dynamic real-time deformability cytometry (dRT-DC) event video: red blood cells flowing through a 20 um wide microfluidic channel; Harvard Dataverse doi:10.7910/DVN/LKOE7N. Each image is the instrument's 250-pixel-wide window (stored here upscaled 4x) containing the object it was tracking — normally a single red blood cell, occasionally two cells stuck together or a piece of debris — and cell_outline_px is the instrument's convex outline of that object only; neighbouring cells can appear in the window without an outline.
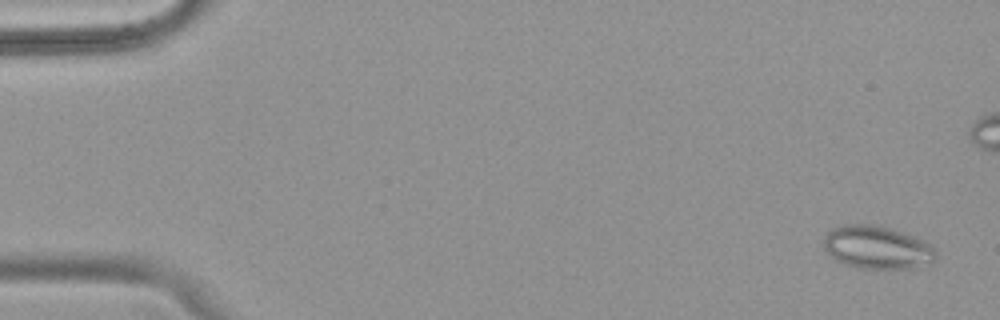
{"species": "common noctule bat (a hibernating species)", "species_latin": "Nyctalus noctula", "temperature_condition": "warm", "stored_images_in_passage": 53, "camera_frame_rate_fps": 3000, "um_per_image_px": 0.085, "animal": {"sex": "female", "body_mass_g": 18.4}, "frame": {"image": 1, "passage_image": 2, "time_ms": 0.333, "image_size_px": [1000, 320], "cell_outline_px": [[936, 260], [908, 268], [860, 268], [844, 264], [836, 260], [824, 248], [824, 236], [832, 228], [844, 224], [880, 224], [920, 240], [928, 244], [936, 252]], "centroid_in_image_um": [74.48, 21.01], "position_along_channel_um": 10.5, "area_um2": 27.63}}
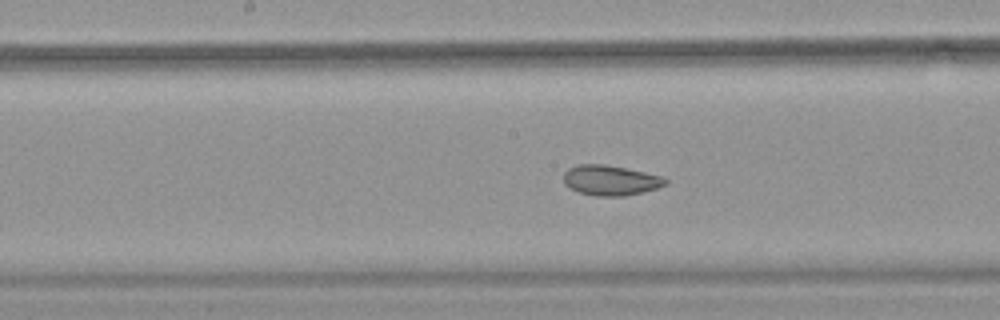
{"frame": {"image": 2, "passage_image": 27, "time_ms": 8.667, "image_size_px": [1000, 320], "cell_outline_px": [[668, 184], [656, 188], [624, 196], [596, 196], [580, 192], [564, 184], [564, 172], [568, 168], [576, 164], [604, 164], [664, 176], [668, 180]], "centroid_in_image_um": [51.89, 15.31], "position_along_channel_um": 196.3, "area_um2": 17.8}}
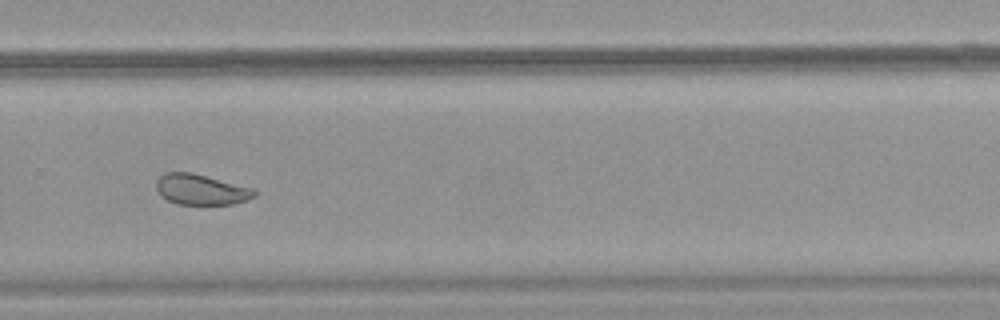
{"frame": {"image": 3, "passage_image": 36, "time_ms": 11.667, "image_size_px": [1000, 320], "cell_outline_px": [[256, 196], [232, 204], [176, 204], [160, 196], [156, 188], [156, 180], [164, 172], [192, 172], [252, 188], [256, 192]], "centroid_in_image_um": [17.03, 16.1], "position_along_channel_um": 312.8, "area_um2": 17.4}, "authors_computed_cell_mechanics": {"area_um2": 21.3282, "velocity_mm_per_s": 3.8922, "shape_relaxation_time_tau1_ms": null, "shape_relaxation_time_tau2_ms": 1.3667, "deformation_change_tau1": null, "deformation_change_tau2": 0.0694}}